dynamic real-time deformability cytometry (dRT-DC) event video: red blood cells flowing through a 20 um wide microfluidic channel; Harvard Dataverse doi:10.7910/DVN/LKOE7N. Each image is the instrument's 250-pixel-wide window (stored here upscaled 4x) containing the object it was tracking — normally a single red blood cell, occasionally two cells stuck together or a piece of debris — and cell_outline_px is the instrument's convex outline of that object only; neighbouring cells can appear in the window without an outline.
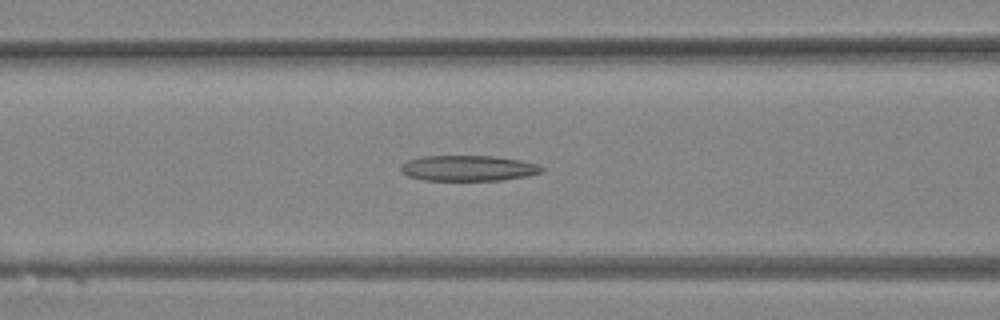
{"species": "Egyptian fruit bat (a non-hibernating species)", "species_latin": "Rousettus aegyptiacus", "temperature_condition": "room temperature", "stored_images_in_passage": 33, "camera_frame_rate_fps": 3000, "um_per_image_px": 0.085, "animal": {"sex": "female"}, "frame": {"image": 1, "passage_image": 13, "time_ms": 4.0, "image_size_px": [1000, 320], "cell_outline_px": [[544, 172], [528, 176], [500, 180], [424, 180], [408, 176], [400, 168], [400, 164], [408, 160], [420, 156], [496, 156], [520, 160], [536, 164], [544, 168]], "centroid_in_image_um": [39.81, 14.29], "position_along_channel_um": 126.8, "area_um2": 21.04}}
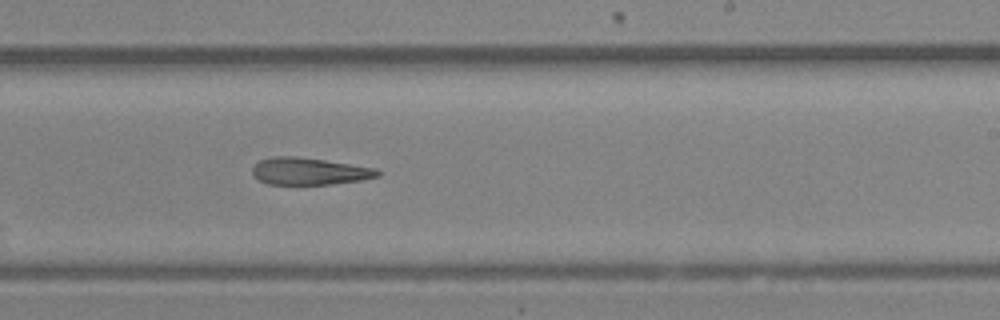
{"frame": {"image": 2, "passage_image": 20, "time_ms": 6.333, "image_size_px": [1000, 320], "cell_outline_px": [[380, 176], [360, 180], [332, 184], [268, 184], [252, 176], [252, 168], [260, 160], [272, 156], [292, 156], [324, 160], [376, 168], [380, 172]], "centroid_in_image_um": [26.27, 14.56], "position_along_channel_um": 262.7, "area_um2": 19.65}}
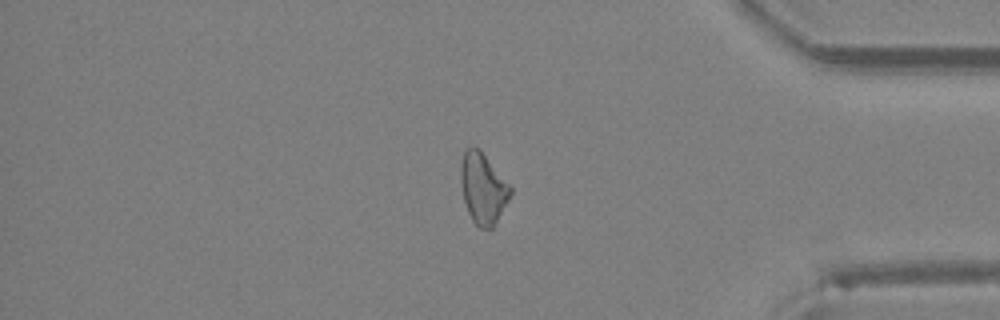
{"frame": {"image": 3, "passage_image": 28, "time_ms": 9.0, "image_size_px": [1000, 320], "cell_outline_px": [[512, 192], [508, 200], [492, 228], [480, 228], [472, 220], [468, 212], [464, 200], [460, 184], [460, 164], [464, 152], [472, 144], [484, 156], [512, 188]], "centroid_in_image_um": [41.02, 16.02], "position_along_channel_um": 394.2, "area_um2": 19.94}}